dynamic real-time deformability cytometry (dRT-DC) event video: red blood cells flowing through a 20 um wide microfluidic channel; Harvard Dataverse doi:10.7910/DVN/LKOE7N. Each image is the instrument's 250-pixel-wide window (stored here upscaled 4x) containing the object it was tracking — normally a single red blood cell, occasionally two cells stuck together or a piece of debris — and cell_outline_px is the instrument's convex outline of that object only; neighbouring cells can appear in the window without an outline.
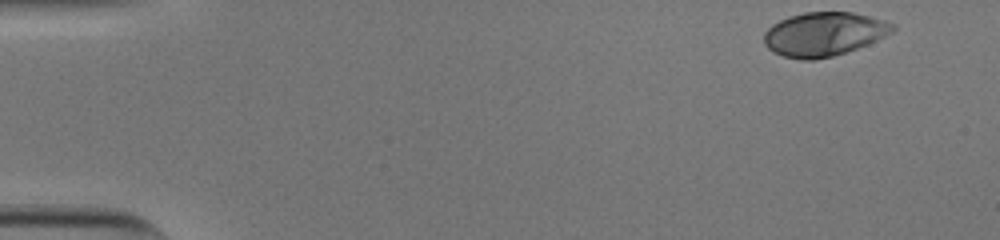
{"species": "human", "species_latin": "Homo sapiens", "temperature_condition": "cold", "stored_images_in_passage": 42, "camera_frame_rate_fps": 3000, "um_per_image_px": 0.085, "donor": {"sex": "male"}, "frame": {"image": 1, "passage_image": 1, "time_ms": 0.0, "image_size_px": [1000, 240], "cell_outline_px": [[896, 28], [892, 32], [868, 44], [832, 56], [812, 60], [800, 60], [784, 56], [772, 52], [764, 44], [764, 32], [772, 24], [788, 16], [804, 12], [852, 12], [884, 20], [896, 24]], "centroid_in_image_um": [70.01, 2.89], "position_along_channel_um": 15.0, "area_um2": 32.89}}
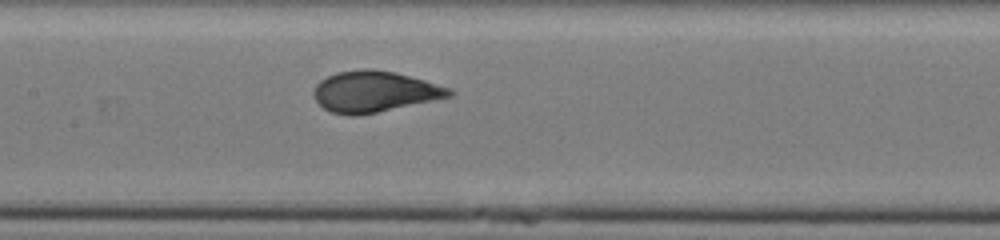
{"frame": {"image": 2, "passage_image": 24, "time_ms": 7.667, "image_size_px": [1000, 240], "cell_outline_px": [[456, 92], [452, 96], [376, 112], [356, 116], [348, 116], [332, 112], [324, 108], [316, 100], [312, 92], [316, 84], [320, 80], [336, 72], [364, 68], [372, 68], [396, 72], [452, 88]], "centroid_in_image_um": [31.82, 7.77], "position_along_channel_um": 175.6, "area_um2": 32.43}}
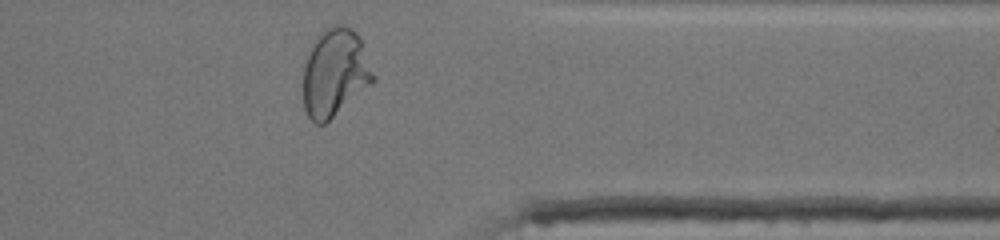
{"frame": {"image": 3, "passage_image": 41, "time_ms": 13.333, "image_size_px": [1000, 240], "cell_outline_px": [[376, 80], [372, 84], [324, 124], [316, 124], [308, 116], [304, 108], [304, 64], [316, 36], [324, 28], [332, 24], [344, 24], [352, 28], [360, 36], [376, 76]], "centroid_in_image_um": [28.5, 6.14], "position_along_channel_um": 382.9, "area_um2": 36.18}, "authors_computed_cell_mechanics": {"area_um2": 32.1368, "velocity_mm_per_s": 3.795, "shape_relaxation_time_tau1_ms": 5.7445, "shape_relaxation_time_tau2_ms": null, "deformation_change_tau1": 0.2244, "deformation_change_tau2": null}}